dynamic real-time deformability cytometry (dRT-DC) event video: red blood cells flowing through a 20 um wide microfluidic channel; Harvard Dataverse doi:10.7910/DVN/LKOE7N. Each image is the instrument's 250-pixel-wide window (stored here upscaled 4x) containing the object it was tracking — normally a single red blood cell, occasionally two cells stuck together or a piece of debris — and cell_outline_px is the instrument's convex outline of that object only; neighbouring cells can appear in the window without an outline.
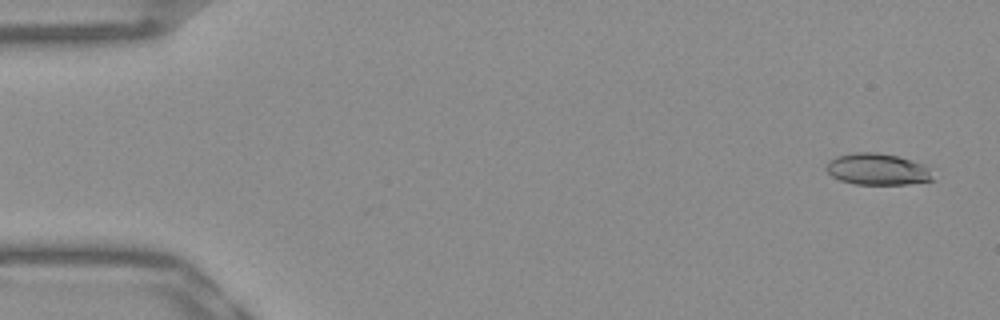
{"species": "Egyptian fruit bat (a non-hibernating species)", "species_latin": "Rousettus aegyptiacus", "temperature_condition": "warm", "stored_images_in_passage": 53, "camera_frame_rate_fps": 3000, "um_per_image_px": 0.085, "frame": {"image": 1, "passage_image": 3, "time_ms": 0.667, "image_size_px": [1000, 320], "cell_outline_px": [[936, 180], [908, 184], [856, 184], [840, 180], [832, 176], [824, 168], [828, 160], [836, 156], [856, 152], [876, 152], [900, 156], [924, 164], [928, 168]], "centroid_in_image_um": [74.59, 14.38], "position_along_channel_um": 10.4, "area_um2": 19.83}}
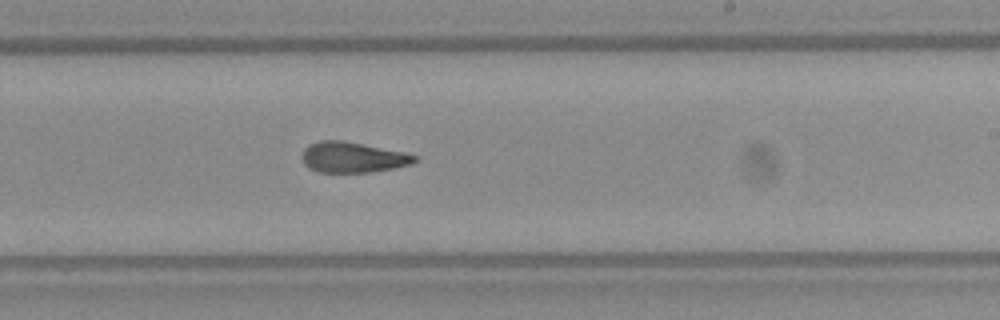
{"frame": {"image": 2, "passage_image": 32, "time_ms": 10.333, "image_size_px": [1000, 320], "cell_outline_px": [[420, 160], [412, 164], [396, 168], [372, 172], [320, 172], [308, 168], [304, 164], [300, 156], [304, 148], [320, 140], [340, 140], [404, 152], [420, 156]], "centroid_in_image_um": [30.01, 13.38], "position_along_channel_um": 259.0, "area_um2": 20.23}}
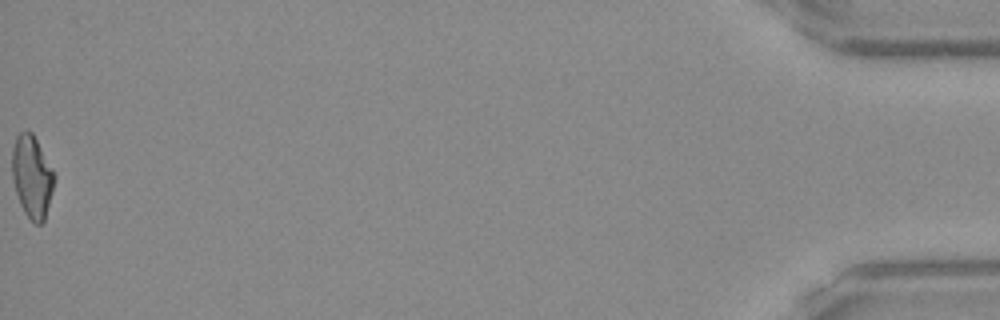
{"frame": {"image": 3, "passage_image": 53, "time_ms": 17.333, "image_size_px": [1000, 320], "cell_outline_px": [[56, 176], [52, 192], [44, 220], [40, 224], [36, 224], [24, 212], [20, 204], [16, 192], [12, 176], [12, 148], [16, 136], [20, 132], [28, 128], [32, 132], [52, 168]], "centroid_in_image_um": [2.71, 14.97], "position_along_channel_um": 432.5, "area_um2": 20.17}, "authors_computed_cell_mechanics": {"area_um2": 20.3456, "velocity_mm_per_s": 3.9197, "shape_relaxation_time_tau1_ms": null, "shape_relaxation_time_tau2_ms": 2.9959, "deformation_change_tau1": null, "deformation_change_tau2": 0.1216}}